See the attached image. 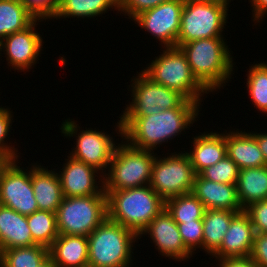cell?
Instances as JSON below:
<instances>
[{
    "instance_id": "obj_12",
    "label": "cell",
    "mask_w": 267,
    "mask_h": 267,
    "mask_svg": "<svg viewBox=\"0 0 267 267\" xmlns=\"http://www.w3.org/2000/svg\"><path fill=\"white\" fill-rule=\"evenodd\" d=\"M185 0H170L141 12L133 20L165 47L177 46Z\"/></svg>"
},
{
    "instance_id": "obj_35",
    "label": "cell",
    "mask_w": 267,
    "mask_h": 267,
    "mask_svg": "<svg viewBox=\"0 0 267 267\" xmlns=\"http://www.w3.org/2000/svg\"><path fill=\"white\" fill-rule=\"evenodd\" d=\"M35 19H53L58 10L59 0H20Z\"/></svg>"
},
{
    "instance_id": "obj_34",
    "label": "cell",
    "mask_w": 267,
    "mask_h": 267,
    "mask_svg": "<svg viewBox=\"0 0 267 267\" xmlns=\"http://www.w3.org/2000/svg\"><path fill=\"white\" fill-rule=\"evenodd\" d=\"M11 112L9 108L0 107V157L4 160H16L19 157L17 155L19 154L17 153L18 150H15L14 146H9L8 143H5L13 120Z\"/></svg>"
},
{
    "instance_id": "obj_44",
    "label": "cell",
    "mask_w": 267,
    "mask_h": 267,
    "mask_svg": "<svg viewBox=\"0 0 267 267\" xmlns=\"http://www.w3.org/2000/svg\"><path fill=\"white\" fill-rule=\"evenodd\" d=\"M6 160H4L3 158L0 157V168L2 167L3 163L5 162Z\"/></svg>"
},
{
    "instance_id": "obj_4",
    "label": "cell",
    "mask_w": 267,
    "mask_h": 267,
    "mask_svg": "<svg viewBox=\"0 0 267 267\" xmlns=\"http://www.w3.org/2000/svg\"><path fill=\"white\" fill-rule=\"evenodd\" d=\"M88 267H129L138 235L108 217L88 236ZM133 243V244H132Z\"/></svg>"
},
{
    "instance_id": "obj_42",
    "label": "cell",
    "mask_w": 267,
    "mask_h": 267,
    "mask_svg": "<svg viewBox=\"0 0 267 267\" xmlns=\"http://www.w3.org/2000/svg\"><path fill=\"white\" fill-rule=\"evenodd\" d=\"M200 1L208 2V3H214V4H219V5L224 6L227 9L229 7V3L231 2V0H200Z\"/></svg>"
},
{
    "instance_id": "obj_30",
    "label": "cell",
    "mask_w": 267,
    "mask_h": 267,
    "mask_svg": "<svg viewBox=\"0 0 267 267\" xmlns=\"http://www.w3.org/2000/svg\"><path fill=\"white\" fill-rule=\"evenodd\" d=\"M27 222L36 244L49 248L59 235L56 213L38 210L27 216Z\"/></svg>"
},
{
    "instance_id": "obj_32",
    "label": "cell",
    "mask_w": 267,
    "mask_h": 267,
    "mask_svg": "<svg viewBox=\"0 0 267 267\" xmlns=\"http://www.w3.org/2000/svg\"><path fill=\"white\" fill-rule=\"evenodd\" d=\"M239 170L240 169L236 163L228 155H225L216 164L203 169L199 175L204 179H208L217 183L236 185L238 181Z\"/></svg>"
},
{
    "instance_id": "obj_29",
    "label": "cell",
    "mask_w": 267,
    "mask_h": 267,
    "mask_svg": "<svg viewBox=\"0 0 267 267\" xmlns=\"http://www.w3.org/2000/svg\"><path fill=\"white\" fill-rule=\"evenodd\" d=\"M165 208L176 223L202 220L205 212L203 203L192 192L166 200Z\"/></svg>"
},
{
    "instance_id": "obj_18",
    "label": "cell",
    "mask_w": 267,
    "mask_h": 267,
    "mask_svg": "<svg viewBox=\"0 0 267 267\" xmlns=\"http://www.w3.org/2000/svg\"><path fill=\"white\" fill-rule=\"evenodd\" d=\"M192 193L203 203L205 209L235 212L244 210L239 202L235 184L217 183L197 174Z\"/></svg>"
},
{
    "instance_id": "obj_37",
    "label": "cell",
    "mask_w": 267,
    "mask_h": 267,
    "mask_svg": "<svg viewBox=\"0 0 267 267\" xmlns=\"http://www.w3.org/2000/svg\"><path fill=\"white\" fill-rule=\"evenodd\" d=\"M244 211L249 215L255 233H267V199L251 203Z\"/></svg>"
},
{
    "instance_id": "obj_21",
    "label": "cell",
    "mask_w": 267,
    "mask_h": 267,
    "mask_svg": "<svg viewBox=\"0 0 267 267\" xmlns=\"http://www.w3.org/2000/svg\"><path fill=\"white\" fill-rule=\"evenodd\" d=\"M49 257L57 267H88V237L59 234L49 247Z\"/></svg>"
},
{
    "instance_id": "obj_8",
    "label": "cell",
    "mask_w": 267,
    "mask_h": 267,
    "mask_svg": "<svg viewBox=\"0 0 267 267\" xmlns=\"http://www.w3.org/2000/svg\"><path fill=\"white\" fill-rule=\"evenodd\" d=\"M130 82L132 102L126 105L121 116H149L161 110L200 108L198 102L187 100L179 92L153 82L142 71Z\"/></svg>"
},
{
    "instance_id": "obj_27",
    "label": "cell",
    "mask_w": 267,
    "mask_h": 267,
    "mask_svg": "<svg viewBox=\"0 0 267 267\" xmlns=\"http://www.w3.org/2000/svg\"><path fill=\"white\" fill-rule=\"evenodd\" d=\"M35 20L20 0H0V41L26 29Z\"/></svg>"
},
{
    "instance_id": "obj_20",
    "label": "cell",
    "mask_w": 267,
    "mask_h": 267,
    "mask_svg": "<svg viewBox=\"0 0 267 267\" xmlns=\"http://www.w3.org/2000/svg\"><path fill=\"white\" fill-rule=\"evenodd\" d=\"M226 132V153L239 169L266 166L262 151L251 132L237 130Z\"/></svg>"
},
{
    "instance_id": "obj_33",
    "label": "cell",
    "mask_w": 267,
    "mask_h": 267,
    "mask_svg": "<svg viewBox=\"0 0 267 267\" xmlns=\"http://www.w3.org/2000/svg\"><path fill=\"white\" fill-rule=\"evenodd\" d=\"M181 239L185 247L193 254L196 248L203 250V222L196 220L193 222L177 223Z\"/></svg>"
},
{
    "instance_id": "obj_5",
    "label": "cell",
    "mask_w": 267,
    "mask_h": 267,
    "mask_svg": "<svg viewBox=\"0 0 267 267\" xmlns=\"http://www.w3.org/2000/svg\"><path fill=\"white\" fill-rule=\"evenodd\" d=\"M142 72L153 82L182 94L187 100L201 104L209 92L193 76L186 55L180 47H163V52Z\"/></svg>"
},
{
    "instance_id": "obj_7",
    "label": "cell",
    "mask_w": 267,
    "mask_h": 267,
    "mask_svg": "<svg viewBox=\"0 0 267 267\" xmlns=\"http://www.w3.org/2000/svg\"><path fill=\"white\" fill-rule=\"evenodd\" d=\"M107 217V195L63 197L56 210L57 230L60 235L88 236Z\"/></svg>"
},
{
    "instance_id": "obj_23",
    "label": "cell",
    "mask_w": 267,
    "mask_h": 267,
    "mask_svg": "<svg viewBox=\"0 0 267 267\" xmlns=\"http://www.w3.org/2000/svg\"><path fill=\"white\" fill-rule=\"evenodd\" d=\"M192 143V151L185 153L196 174H199L206 167L216 164L227 155L224 133L204 132L194 137Z\"/></svg>"
},
{
    "instance_id": "obj_22",
    "label": "cell",
    "mask_w": 267,
    "mask_h": 267,
    "mask_svg": "<svg viewBox=\"0 0 267 267\" xmlns=\"http://www.w3.org/2000/svg\"><path fill=\"white\" fill-rule=\"evenodd\" d=\"M33 245L36 243L33 241L27 216L0 205V252Z\"/></svg>"
},
{
    "instance_id": "obj_11",
    "label": "cell",
    "mask_w": 267,
    "mask_h": 267,
    "mask_svg": "<svg viewBox=\"0 0 267 267\" xmlns=\"http://www.w3.org/2000/svg\"><path fill=\"white\" fill-rule=\"evenodd\" d=\"M18 161L6 160L0 168V205L28 216L39 209L31 184V167L23 170Z\"/></svg>"
},
{
    "instance_id": "obj_28",
    "label": "cell",
    "mask_w": 267,
    "mask_h": 267,
    "mask_svg": "<svg viewBox=\"0 0 267 267\" xmlns=\"http://www.w3.org/2000/svg\"><path fill=\"white\" fill-rule=\"evenodd\" d=\"M49 257V248L36 244L0 252V267H38Z\"/></svg>"
},
{
    "instance_id": "obj_15",
    "label": "cell",
    "mask_w": 267,
    "mask_h": 267,
    "mask_svg": "<svg viewBox=\"0 0 267 267\" xmlns=\"http://www.w3.org/2000/svg\"><path fill=\"white\" fill-rule=\"evenodd\" d=\"M66 160V163L63 164L64 167L60 169L63 171H59L58 174L63 197L106 195L104 191V176L98 181L101 182V186L96 181L97 178H95L98 173L102 174V172H99L97 168L89 164L75 160L71 156H68Z\"/></svg>"
},
{
    "instance_id": "obj_40",
    "label": "cell",
    "mask_w": 267,
    "mask_h": 267,
    "mask_svg": "<svg viewBox=\"0 0 267 267\" xmlns=\"http://www.w3.org/2000/svg\"><path fill=\"white\" fill-rule=\"evenodd\" d=\"M252 4L253 21L259 23L264 15H267V0H249ZM257 21V22H256Z\"/></svg>"
},
{
    "instance_id": "obj_19",
    "label": "cell",
    "mask_w": 267,
    "mask_h": 267,
    "mask_svg": "<svg viewBox=\"0 0 267 267\" xmlns=\"http://www.w3.org/2000/svg\"><path fill=\"white\" fill-rule=\"evenodd\" d=\"M31 184L38 209L56 213L63 199L58 173L32 163Z\"/></svg>"
},
{
    "instance_id": "obj_14",
    "label": "cell",
    "mask_w": 267,
    "mask_h": 267,
    "mask_svg": "<svg viewBox=\"0 0 267 267\" xmlns=\"http://www.w3.org/2000/svg\"><path fill=\"white\" fill-rule=\"evenodd\" d=\"M149 234L155 248L162 256L175 259V261H184L192 257V253L185 247L177 223L173 220L171 214L164 208L156 217L152 219L149 225L138 235ZM157 246V247H156Z\"/></svg>"
},
{
    "instance_id": "obj_31",
    "label": "cell",
    "mask_w": 267,
    "mask_h": 267,
    "mask_svg": "<svg viewBox=\"0 0 267 267\" xmlns=\"http://www.w3.org/2000/svg\"><path fill=\"white\" fill-rule=\"evenodd\" d=\"M247 75L246 85L253 105L267 114V64H253Z\"/></svg>"
},
{
    "instance_id": "obj_3",
    "label": "cell",
    "mask_w": 267,
    "mask_h": 267,
    "mask_svg": "<svg viewBox=\"0 0 267 267\" xmlns=\"http://www.w3.org/2000/svg\"><path fill=\"white\" fill-rule=\"evenodd\" d=\"M104 191L107 195L108 218L137 235L165 208V201L150 185Z\"/></svg>"
},
{
    "instance_id": "obj_24",
    "label": "cell",
    "mask_w": 267,
    "mask_h": 267,
    "mask_svg": "<svg viewBox=\"0 0 267 267\" xmlns=\"http://www.w3.org/2000/svg\"><path fill=\"white\" fill-rule=\"evenodd\" d=\"M237 195L241 207L267 199V165L240 169L237 181Z\"/></svg>"
},
{
    "instance_id": "obj_1",
    "label": "cell",
    "mask_w": 267,
    "mask_h": 267,
    "mask_svg": "<svg viewBox=\"0 0 267 267\" xmlns=\"http://www.w3.org/2000/svg\"><path fill=\"white\" fill-rule=\"evenodd\" d=\"M199 112V108H174L149 116H120L115 131L129 145L154 151L162 143L185 132L197 121Z\"/></svg>"
},
{
    "instance_id": "obj_2",
    "label": "cell",
    "mask_w": 267,
    "mask_h": 267,
    "mask_svg": "<svg viewBox=\"0 0 267 267\" xmlns=\"http://www.w3.org/2000/svg\"><path fill=\"white\" fill-rule=\"evenodd\" d=\"M226 45L224 37H213L180 46L193 76L208 92L220 90L231 79L235 64Z\"/></svg>"
},
{
    "instance_id": "obj_41",
    "label": "cell",
    "mask_w": 267,
    "mask_h": 267,
    "mask_svg": "<svg viewBox=\"0 0 267 267\" xmlns=\"http://www.w3.org/2000/svg\"><path fill=\"white\" fill-rule=\"evenodd\" d=\"M255 139L257 140V143L259 145L260 150L262 151L263 157L265 159V163L267 165V133H251Z\"/></svg>"
},
{
    "instance_id": "obj_13",
    "label": "cell",
    "mask_w": 267,
    "mask_h": 267,
    "mask_svg": "<svg viewBox=\"0 0 267 267\" xmlns=\"http://www.w3.org/2000/svg\"><path fill=\"white\" fill-rule=\"evenodd\" d=\"M37 21L41 22L40 19H36L26 29L9 34L1 40L0 51L5 52L7 64L12 66V69L29 71L32 65L37 63L43 46V39L35 28L39 24Z\"/></svg>"
},
{
    "instance_id": "obj_25",
    "label": "cell",
    "mask_w": 267,
    "mask_h": 267,
    "mask_svg": "<svg viewBox=\"0 0 267 267\" xmlns=\"http://www.w3.org/2000/svg\"><path fill=\"white\" fill-rule=\"evenodd\" d=\"M239 212L205 209L203 215V249L212 255L221 245L232 218Z\"/></svg>"
},
{
    "instance_id": "obj_43",
    "label": "cell",
    "mask_w": 267,
    "mask_h": 267,
    "mask_svg": "<svg viewBox=\"0 0 267 267\" xmlns=\"http://www.w3.org/2000/svg\"><path fill=\"white\" fill-rule=\"evenodd\" d=\"M38 267H57L51 260L50 257H48L40 266Z\"/></svg>"
},
{
    "instance_id": "obj_10",
    "label": "cell",
    "mask_w": 267,
    "mask_h": 267,
    "mask_svg": "<svg viewBox=\"0 0 267 267\" xmlns=\"http://www.w3.org/2000/svg\"><path fill=\"white\" fill-rule=\"evenodd\" d=\"M196 173L186 153H172L155 158L152 165L151 188L164 200L191 193Z\"/></svg>"
},
{
    "instance_id": "obj_6",
    "label": "cell",
    "mask_w": 267,
    "mask_h": 267,
    "mask_svg": "<svg viewBox=\"0 0 267 267\" xmlns=\"http://www.w3.org/2000/svg\"><path fill=\"white\" fill-rule=\"evenodd\" d=\"M156 155L154 151L135 148L122 140L112 155L108 173H104V190H124L150 185Z\"/></svg>"
},
{
    "instance_id": "obj_36",
    "label": "cell",
    "mask_w": 267,
    "mask_h": 267,
    "mask_svg": "<svg viewBox=\"0 0 267 267\" xmlns=\"http://www.w3.org/2000/svg\"><path fill=\"white\" fill-rule=\"evenodd\" d=\"M170 0H119L118 12L133 19L141 12L157 7L158 5Z\"/></svg>"
},
{
    "instance_id": "obj_38",
    "label": "cell",
    "mask_w": 267,
    "mask_h": 267,
    "mask_svg": "<svg viewBox=\"0 0 267 267\" xmlns=\"http://www.w3.org/2000/svg\"><path fill=\"white\" fill-rule=\"evenodd\" d=\"M251 259L260 267H267V233H256Z\"/></svg>"
},
{
    "instance_id": "obj_26",
    "label": "cell",
    "mask_w": 267,
    "mask_h": 267,
    "mask_svg": "<svg viewBox=\"0 0 267 267\" xmlns=\"http://www.w3.org/2000/svg\"><path fill=\"white\" fill-rule=\"evenodd\" d=\"M119 8V0H59L58 10L54 19L77 17L88 18L98 17L108 9ZM90 17V18H89Z\"/></svg>"
},
{
    "instance_id": "obj_39",
    "label": "cell",
    "mask_w": 267,
    "mask_h": 267,
    "mask_svg": "<svg viewBox=\"0 0 267 267\" xmlns=\"http://www.w3.org/2000/svg\"><path fill=\"white\" fill-rule=\"evenodd\" d=\"M220 261V262H219ZM220 267H260L250 256L218 259Z\"/></svg>"
},
{
    "instance_id": "obj_16",
    "label": "cell",
    "mask_w": 267,
    "mask_h": 267,
    "mask_svg": "<svg viewBox=\"0 0 267 267\" xmlns=\"http://www.w3.org/2000/svg\"><path fill=\"white\" fill-rule=\"evenodd\" d=\"M107 132L93 129L82 130L76 136V147L70 152V156L75 160L89 164L99 171L102 175L106 173L105 168H109L112 155L116 148V142ZM105 170V171H103Z\"/></svg>"
},
{
    "instance_id": "obj_9",
    "label": "cell",
    "mask_w": 267,
    "mask_h": 267,
    "mask_svg": "<svg viewBox=\"0 0 267 267\" xmlns=\"http://www.w3.org/2000/svg\"><path fill=\"white\" fill-rule=\"evenodd\" d=\"M228 9L200 0H185L181 14L177 47L203 38L223 37Z\"/></svg>"
},
{
    "instance_id": "obj_17",
    "label": "cell",
    "mask_w": 267,
    "mask_h": 267,
    "mask_svg": "<svg viewBox=\"0 0 267 267\" xmlns=\"http://www.w3.org/2000/svg\"><path fill=\"white\" fill-rule=\"evenodd\" d=\"M255 234L251 219L243 210L232 218L223 242L211 256L217 260L227 257L250 256Z\"/></svg>"
}]
</instances>
